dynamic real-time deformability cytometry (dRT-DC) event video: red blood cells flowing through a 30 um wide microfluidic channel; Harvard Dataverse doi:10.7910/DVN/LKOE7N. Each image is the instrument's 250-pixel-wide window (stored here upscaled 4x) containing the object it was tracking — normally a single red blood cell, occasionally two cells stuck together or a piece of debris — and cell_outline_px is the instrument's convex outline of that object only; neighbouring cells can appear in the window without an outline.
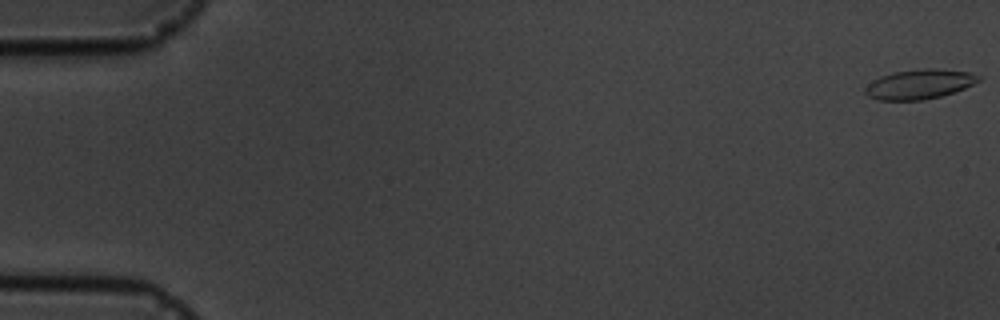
{"species": "common noctule bat (a hibernating species)", "species_latin": "Nyctalus noctula", "temperature_condition": "cold", "stored_images_in_passage": 16, "camera_frame_rate_fps": 3000, "um_per_image_px": 0.085, "animal": {"sex": "male", "body_mass_g": 19.5, "forearm_length_mm": 54.6}, "frame": {"image": 1, "passage_image": 1, "time_ms": 0.0, "image_size_px": [1000, 320], "cell_outline_px": [[980, 80], [964, 88], [940, 96], [920, 100], [876, 100], [868, 96], [864, 92], [864, 88], [872, 80], [880, 76], [892, 72], [924, 68], [936, 68], [972, 72], [980, 76]], "centroid_in_image_um": [78.11, 7.14], "position_along_channel_um": 6.9, "area_um2": 19.65}}
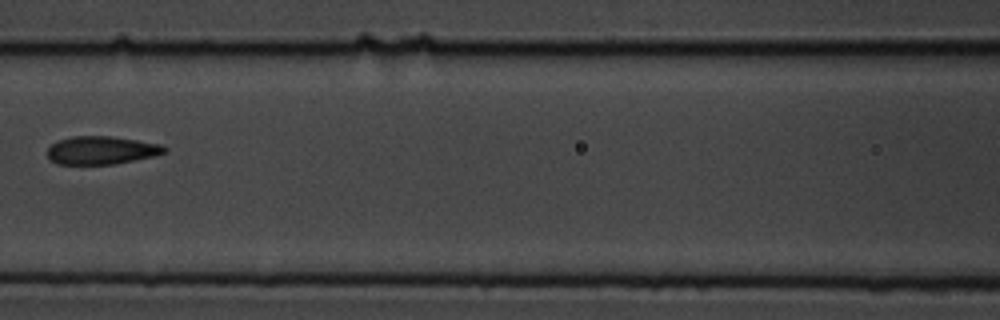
{"frame": {"image": 2, "passage_image": 8, "time_ms": 8.333, "image_size_px": [1000, 320], "cell_outline_px": [[168, 152], [156, 156], [116, 164], [56, 164], [48, 160], [48, 148], [56, 140], [72, 136], [112, 136], [160, 144], [168, 148]], "centroid_in_image_um": [8.63, 12.78], "position_along_channel_um": 158.0, "area_um2": 19.48}}
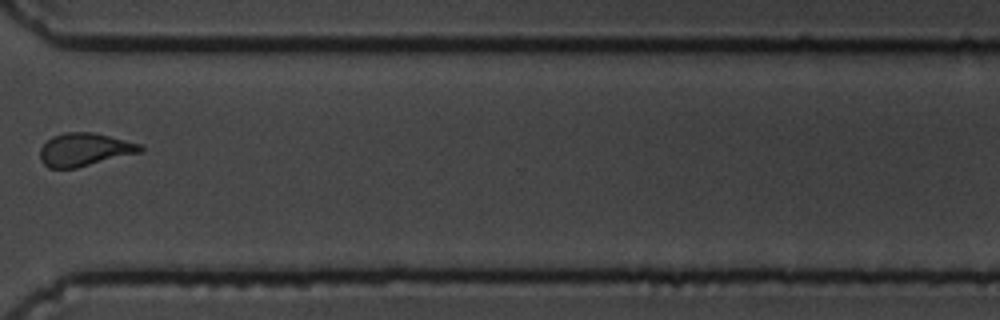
{"frame": {"image": 3, "passage_image": 13, "time_ms": 14.0, "image_size_px": [1000, 320], "cell_outline_px": [[144, 148], [140, 152], [76, 168], [48, 168], [40, 160], [40, 148], [52, 136], [64, 132], [92, 132], [140, 144]], "centroid_in_image_um": [7.14, 12.71], "position_along_channel_um": 363.5, "area_um2": 19.07}, "authors_computed_cell_mechanics": {"area_um2": 19.5942, "velocity_mm_per_s": 3.6364, "shape_relaxation_time_tau1_ms": null, "shape_relaxation_time_tau2_ms": 1.7731, "deformation_change_tau1": null, "deformation_change_tau2": 0.0926}}